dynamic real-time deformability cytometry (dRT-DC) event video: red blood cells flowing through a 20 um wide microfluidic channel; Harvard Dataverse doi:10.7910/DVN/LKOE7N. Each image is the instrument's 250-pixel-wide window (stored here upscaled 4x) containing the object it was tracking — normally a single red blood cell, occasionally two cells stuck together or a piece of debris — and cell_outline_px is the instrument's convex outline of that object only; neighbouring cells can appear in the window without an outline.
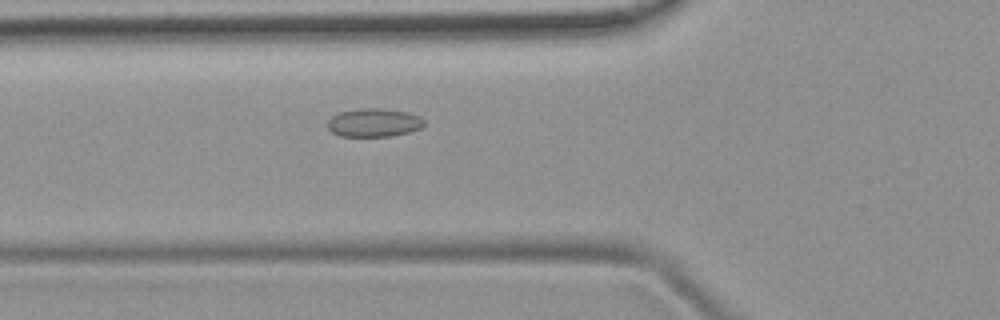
{"species": "common noctule bat (a hibernating species)", "species_latin": "Nyctalus noctula", "temperature_condition": "room temperature", "stored_images_in_passage": 39, "camera_frame_rate_fps": 3000, "um_per_image_px": 0.085, "animal": {"sex": "female", "body_mass_g": 19.9}, "frame": {"image": 1, "passage_image": 6, "time_ms": 1.667, "image_size_px": [1000, 320], "cell_outline_px": [[424, 124], [420, 128], [408, 132], [392, 136], [340, 136], [332, 132], [328, 128], [328, 120], [332, 116], [340, 112], [360, 108], [380, 108], [408, 112], [420, 116], [424, 120]], "centroid_in_image_um": [31.78, 10.42], "position_along_channel_um": 94.0, "area_um2": 15.95}}
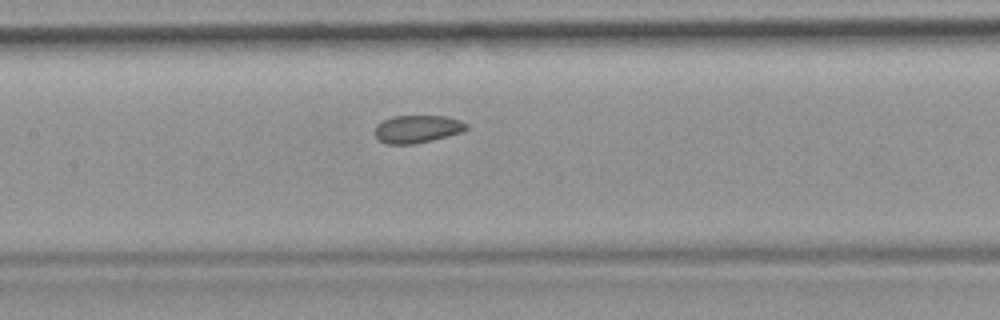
{"frame": {"image": 2, "passage_image": 12, "time_ms": 3.667, "image_size_px": [1000, 320], "cell_outline_px": [[468, 128], [464, 132], [416, 144], [388, 144], [380, 140], [376, 136], [376, 124], [392, 116], [444, 116], [460, 120], [468, 124]], "centroid_in_image_um": [35.51, 10.96], "position_along_channel_um": 171.9, "area_um2": 14.8}}
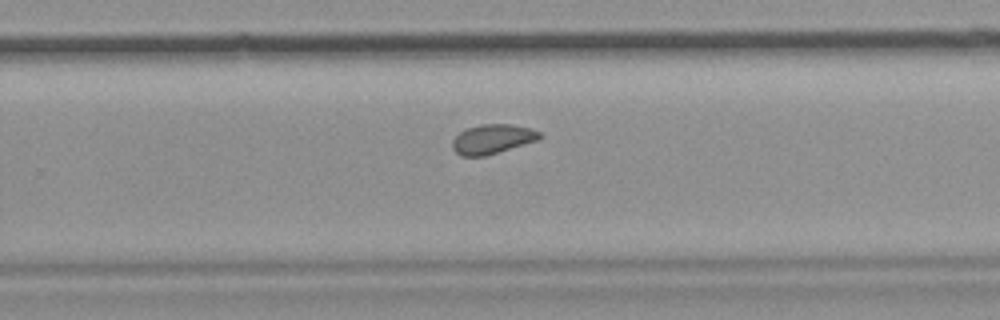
{"frame": {"image": 3, "passage_image": 21, "time_ms": 6.667, "image_size_px": [1000, 320], "cell_outline_px": [[544, 136], [540, 140], [484, 156], [460, 156], [452, 148], [452, 140], [460, 132], [468, 128], [480, 124], [512, 124], [532, 128], [540, 132]], "centroid_in_image_um": [41.9, 11.81], "position_along_channel_um": 287.9, "area_um2": 15.14}, "authors_computed_cell_mechanics": {"area_um2": 15.3748, "velocity_mm_per_s": 3.8837, "shape_relaxation_time_tau1_ms": null, "shape_relaxation_time_tau2_ms": 1.9381, "deformation_change_tau1": null, "deformation_change_tau2": 0.0538}}